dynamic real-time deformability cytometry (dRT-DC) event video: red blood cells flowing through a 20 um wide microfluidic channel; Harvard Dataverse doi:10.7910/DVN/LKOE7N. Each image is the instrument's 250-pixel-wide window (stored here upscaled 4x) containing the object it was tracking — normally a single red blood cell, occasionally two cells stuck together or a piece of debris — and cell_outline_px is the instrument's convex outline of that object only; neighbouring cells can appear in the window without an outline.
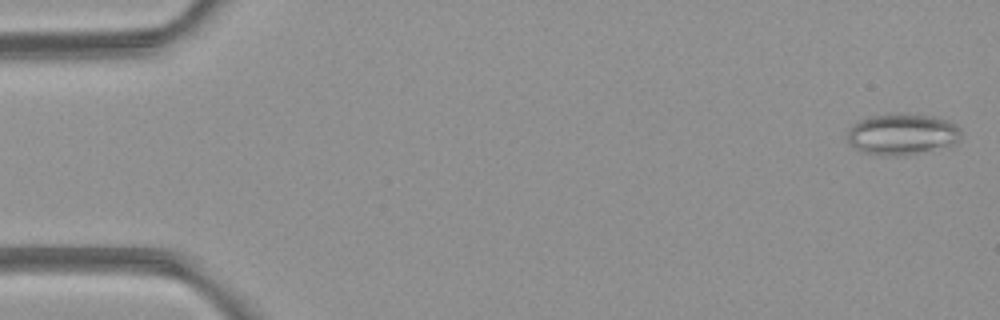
{"species": "common noctule bat (a hibernating species)", "species_latin": "Nyctalus noctula", "temperature_condition": "room temperature", "stored_images_in_passage": 3, "camera_frame_rate_fps": 3000, "um_per_image_px": 0.085, "animal": {"sex": "female", "body_mass_g": 21.9}, "frame": {"image": 1, "passage_image": 3, "time_ms": 2.333, "image_size_px": [1000, 320], "cell_outline_px": [[960, 136], [956, 140], [948, 144], [916, 152], [896, 156], [888, 156], [860, 152], [848, 144], [848, 128], [860, 120], [872, 116], [932, 116], [948, 120], [956, 124], [960, 128]], "centroid_in_image_um": [76.6, 11.43], "position_along_channel_um": 8.4, "area_um2": 26.07}}